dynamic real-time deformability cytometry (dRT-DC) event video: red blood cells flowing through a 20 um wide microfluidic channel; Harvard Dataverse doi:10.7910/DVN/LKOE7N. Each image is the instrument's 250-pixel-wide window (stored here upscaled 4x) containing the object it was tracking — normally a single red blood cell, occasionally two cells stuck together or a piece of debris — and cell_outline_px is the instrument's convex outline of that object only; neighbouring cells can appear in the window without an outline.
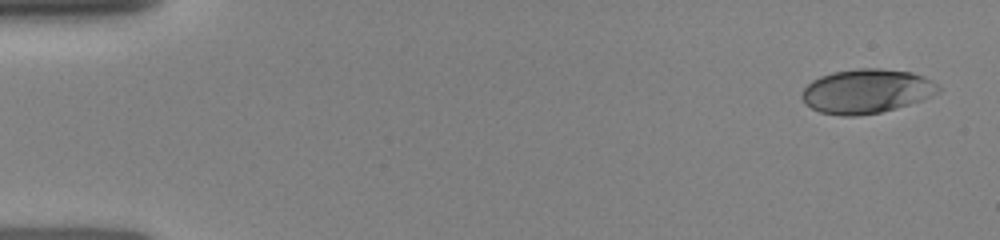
{"species": "human", "species_latin": "Homo sapiens", "temperature_condition": "room temperature", "stored_images_in_passage": 6, "camera_frame_rate_fps": 3000, "um_per_image_px": 0.085, "donor": {"sex": "female"}, "frame": {"image": 1, "passage_image": 1, "time_ms": 0.0, "image_size_px": [1000, 240], "cell_outline_px": [[940, 92], [920, 100], [896, 108], [880, 112], [856, 116], [844, 116], [820, 112], [812, 108], [800, 96], [800, 92], [812, 80], [820, 76], [832, 72], [860, 68], [880, 68], [912, 72], [924, 76], [932, 80], [940, 88]], "centroid_in_image_um": [73.64, 7.74], "position_along_channel_um": 11.4, "area_um2": 35.08}}
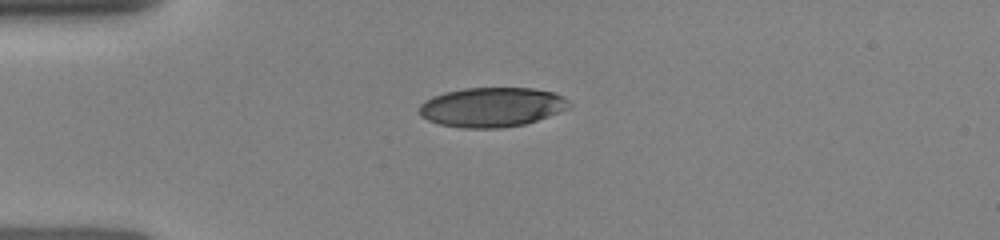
{"frame": {"image": 2, "passage_image": 4, "time_ms": 3.333, "image_size_px": [1000, 240], "cell_outline_px": [[572, 104], [568, 108], [548, 116], [524, 124], [500, 128], [464, 128], [440, 124], [428, 120], [420, 116], [420, 104], [424, 100], [432, 96], [444, 92], [464, 88], [532, 88], [552, 92], [564, 96]], "centroid_in_image_um": [41.79, 9.1], "position_along_channel_um": 43.2, "area_um2": 34.51}}
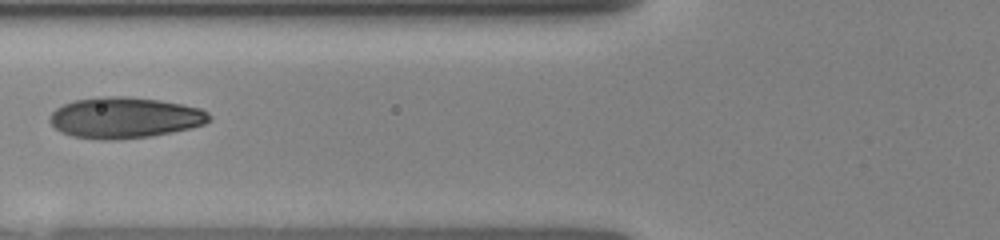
{"frame": {"image": 3, "passage_image": 6, "time_ms": 5.667, "image_size_px": [1000, 240], "cell_outline_px": [[212, 120], [204, 124], [192, 128], [152, 136], [116, 140], [100, 140], [72, 136], [60, 132], [48, 120], [48, 116], [56, 108], [64, 104], [76, 100], [96, 96], [128, 96], [160, 100], [200, 108], [208, 112], [212, 116]], "centroid_in_image_um": [10.6, 10.0], "position_along_channel_um": 115.2, "area_um2": 38.49}}